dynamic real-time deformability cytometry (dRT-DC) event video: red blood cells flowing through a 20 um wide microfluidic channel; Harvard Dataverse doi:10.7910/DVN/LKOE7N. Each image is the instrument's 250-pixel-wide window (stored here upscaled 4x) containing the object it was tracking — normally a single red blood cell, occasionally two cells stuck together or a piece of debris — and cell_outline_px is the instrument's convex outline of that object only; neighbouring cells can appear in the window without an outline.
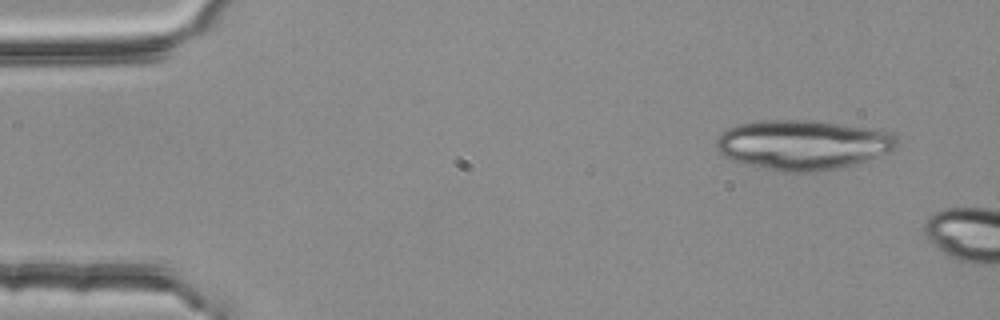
{"species": "common noctule bat (a hibernating species)", "species_latin": "Nyctalus noctula", "temperature_condition": "room temperature", "stored_images_in_passage": 3, "camera_frame_rate_fps": 3000, "um_per_image_px": 0.085, "animal": {"sex": "female", "body_mass_g": 25.1}, "frame": {"image": 1, "passage_image": 1, "time_ms": 0.0, "image_size_px": [1000, 320], "cell_outline_px": [[896, 148], [888, 152], [856, 164], [812, 172], [784, 172], [748, 164], [732, 160], [724, 156], [716, 148], [716, 140], [728, 128], [740, 124], [756, 120], [812, 120], [872, 128], [892, 132], [896, 140]], "centroid_in_image_um": [68.24, 12.29], "position_along_channel_um": 16.8, "area_um2": 52.08}}